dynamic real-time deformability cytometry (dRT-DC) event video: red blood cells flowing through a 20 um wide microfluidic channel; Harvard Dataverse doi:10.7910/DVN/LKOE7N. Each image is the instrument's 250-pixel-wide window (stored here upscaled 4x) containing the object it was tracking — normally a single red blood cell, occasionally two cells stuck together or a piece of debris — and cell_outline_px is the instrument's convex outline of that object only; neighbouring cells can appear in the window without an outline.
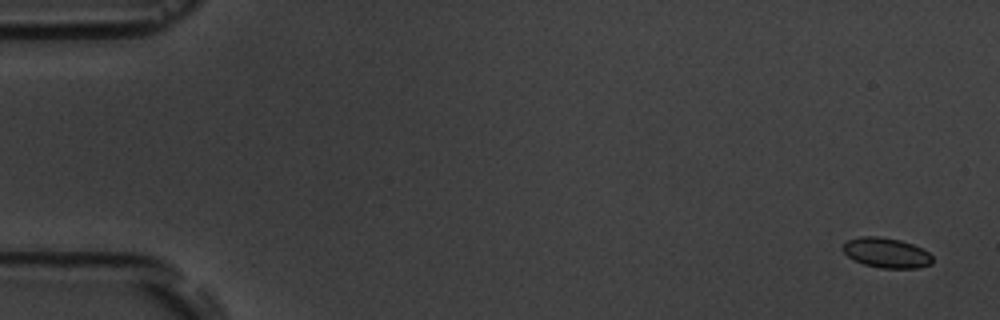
{"species": "common noctule bat (a hibernating species)", "species_latin": "Nyctalus noctula", "temperature_condition": "room temperature", "stored_images_in_passage": 6, "camera_frame_rate_fps": 3000, "um_per_image_px": 0.085, "animal": {"sex": "male", "body_mass_g": 19.5, "forearm_length_mm": 54.6}, "frame": {"image": 1, "passage_image": 1, "time_ms": 0.0, "image_size_px": [1000, 320], "cell_outline_px": [[932, 264], [916, 268], [880, 268], [864, 264], [852, 260], [844, 252], [844, 244], [848, 240], [860, 236], [880, 236], [900, 240], [912, 244], [928, 252], [932, 256]], "centroid_in_image_um": [75.34, 21.49], "position_along_channel_um": 9.7, "area_um2": 15.61}}
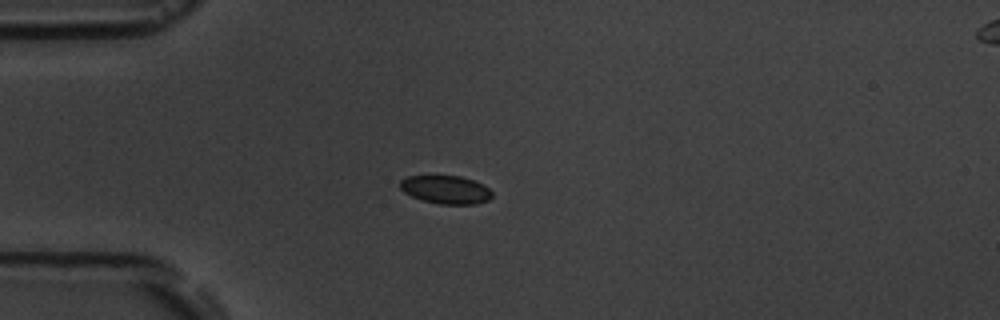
{"frame": {"image": 2, "passage_image": 5, "time_ms": 4.333, "image_size_px": [1000, 320], "cell_outline_px": [[492, 196], [488, 200], [476, 204], [440, 204], [424, 200], [412, 196], [404, 192], [400, 188], [400, 180], [408, 176], [460, 176], [484, 184], [492, 192]], "centroid_in_image_um": [37.91, 16.12], "position_along_channel_um": 47.1, "area_um2": 15.03}}